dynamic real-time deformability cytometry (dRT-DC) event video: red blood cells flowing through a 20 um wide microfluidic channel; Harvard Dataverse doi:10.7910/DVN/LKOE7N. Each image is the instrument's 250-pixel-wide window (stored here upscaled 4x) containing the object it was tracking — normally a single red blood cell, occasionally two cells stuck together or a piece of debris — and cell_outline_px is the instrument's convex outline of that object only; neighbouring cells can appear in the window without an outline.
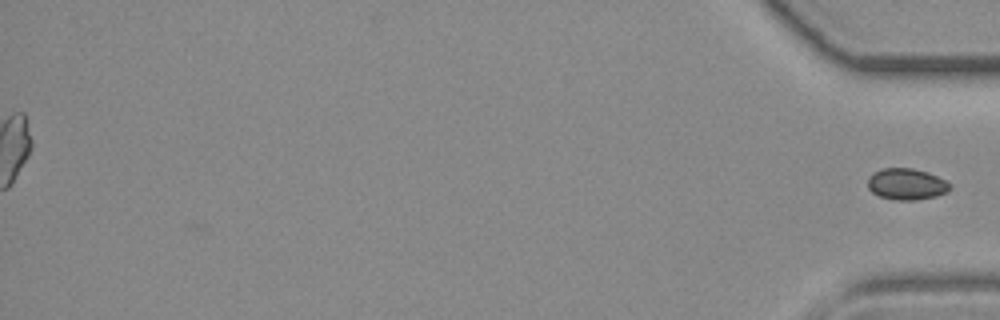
{"species": "common noctule bat (a hibernating species)", "species_latin": "Nyctalus noctula", "temperature_condition": "room temperature", "stored_images_in_passage": 37, "camera_frame_rate_fps": 3000, "um_per_image_px": 0.085, "animal": {"sex": "female", "body_mass_g": 19.3, "forearm_length_mm": 54.1}, "frame": {"image": 1, "passage_image": 37, "time_ms": 12.0, "image_size_px": [1000, 320], "cell_outline_px": [[952, 188], [948, 192], [936, 196], [912, 200], [896, 200], [880, 196], [872, 192], [868, 188], [868, 176], [872, 172], [884, 168], [912, 168], [928, 172], [952, 184]], "centroid_in_image_um": [77.06, 15.64], "position_along_channel_um": 358.1, "area_um2": 15.09}}